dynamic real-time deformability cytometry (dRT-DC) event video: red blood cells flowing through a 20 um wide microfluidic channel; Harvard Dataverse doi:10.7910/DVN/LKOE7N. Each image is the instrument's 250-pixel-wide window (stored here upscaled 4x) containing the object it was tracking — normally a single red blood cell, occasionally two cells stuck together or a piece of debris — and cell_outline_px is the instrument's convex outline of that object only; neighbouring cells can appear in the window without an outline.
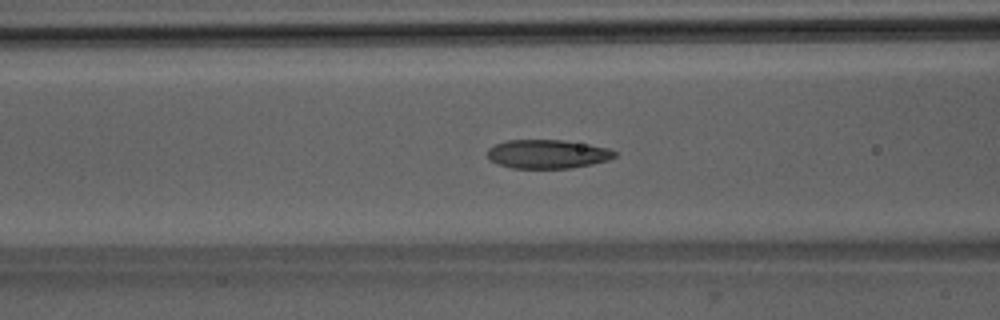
{"species": "Egyptian fruit bat (a non-hibernating species)", "species_latin": "Rousettus aegyptiacus", "temperature_condition": "room temperature", "stored_images_in_passage": 50, "camera_frame_rate_fps": 3000, "um_per_image_px": 0.085, "animal": {"sex": "male"}, "frame": {"image": 1, "passage_image": 19, "time_ms": 6.0, "image_size_px": [1000, 320], "cell_outline_px": [[616, 156], [608, 160], [592, 164], [568, 168], [512, 168], [496, 164], [488, 160], [488, 148], [496, 144], [508, 140], [564, 140], [588, 144], [608, 148], [616, 152]], "centroid_in_image_um": [46.51, 13.09], "position_along_channel_um": 120.1, "area_um2": 21.39}}
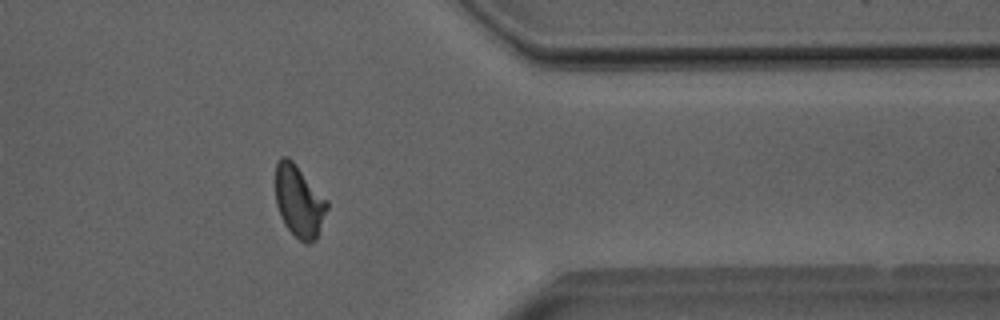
{"frame": {"image": 2, "passage_image": 40, "time_ms": 13.0, "image_size_px": [1000, 320], "cell_outline_px": [[328, 208], [316, 240], [308, 244], [304, 244], [284, 224], [280, 216], [276, 204], [276, 164], [284, 156], [288, 156], [292, 160], [328, 200]], "centroid_in_image_um": [25.43, 17.13], "position_along_channel_um": 386.0, "area_um2": 21.56}}
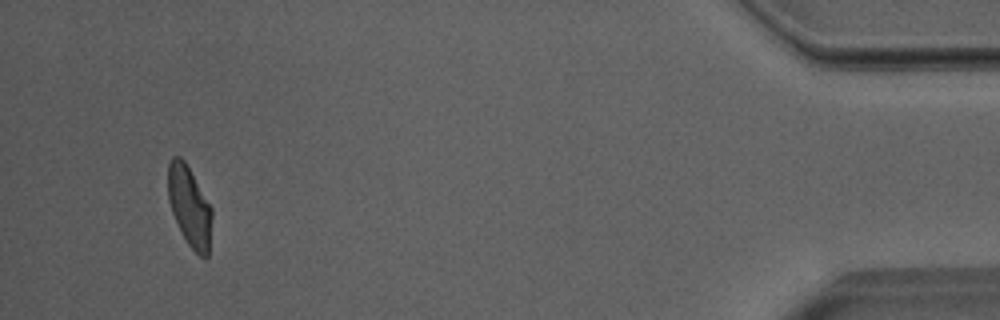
{"frame": {"image": 3, "passage_image": 47, "time_ms": 15.333, "image_size_px": [1000, 320], "cell_outline_px": [[212, 216], [208, 256], [204, 260], [188, 244], [180, 232], [172, 212], [168, 200], [168, 164], [172, 156], [180, 156], [184, 160], [212, 208]], "centroid_in_image_um": [16.1, 17.56], "position_along_channel_um": 419.1, "area_um2": 20.52}, "authors_computed_cell_mechanics": {"area_um2": 21.5016, "velocity_mm_per_s": 3.9956, "shape_relaxation_time_tau1_ms": 4.6571, "shape_relaxation_time_tau2_ms": 1.4892, "deformation_change_tau1": 0.1509, "deformation_change_tau2": 0.0756}}